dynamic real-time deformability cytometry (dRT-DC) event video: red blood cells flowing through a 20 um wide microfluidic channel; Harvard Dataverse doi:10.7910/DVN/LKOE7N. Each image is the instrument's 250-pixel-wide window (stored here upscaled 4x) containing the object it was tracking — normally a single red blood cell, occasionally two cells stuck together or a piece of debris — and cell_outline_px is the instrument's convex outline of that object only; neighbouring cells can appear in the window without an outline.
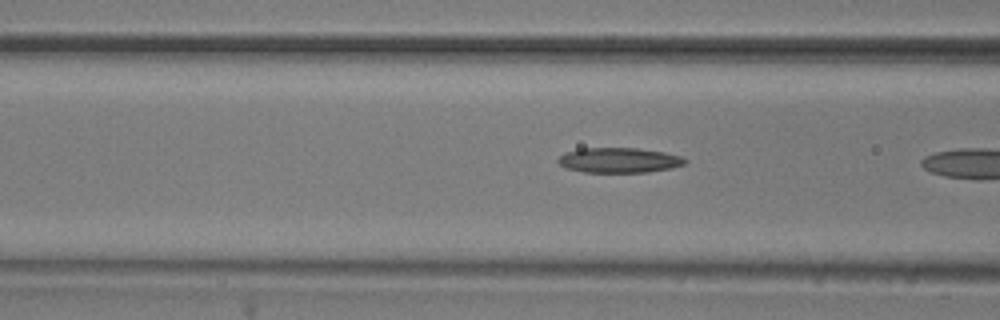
{"species": "common noctule bat (a hibernating species)", "species_latin": "Nyctalus noctula", "temperature_condition": "room temperature", "stored_images_in_passage": 18, "camera_frame_rate_fps": 3000, "um_per_image_px": 0.085, "animal": {"sex": "male", "body_mass_g": 20.5, "forearm_length_mm": 52.5}, "frame": {"image": 1, "passage_image": 16, "time_ms": 5.0, "image_size_px": [1000, 320], "cell_outline_px": [[688, 160], [684, 164], [672, 168], [648, 172], [584, 172], [564, 168], [556, 160], [564, 152], [580, 148], [636, 148], [664, 152], [680, 156]], "centroid_in_image_um": [52.59, 13.62], "position_along_channel_um": 114.0, "area_um2": 18.61}}